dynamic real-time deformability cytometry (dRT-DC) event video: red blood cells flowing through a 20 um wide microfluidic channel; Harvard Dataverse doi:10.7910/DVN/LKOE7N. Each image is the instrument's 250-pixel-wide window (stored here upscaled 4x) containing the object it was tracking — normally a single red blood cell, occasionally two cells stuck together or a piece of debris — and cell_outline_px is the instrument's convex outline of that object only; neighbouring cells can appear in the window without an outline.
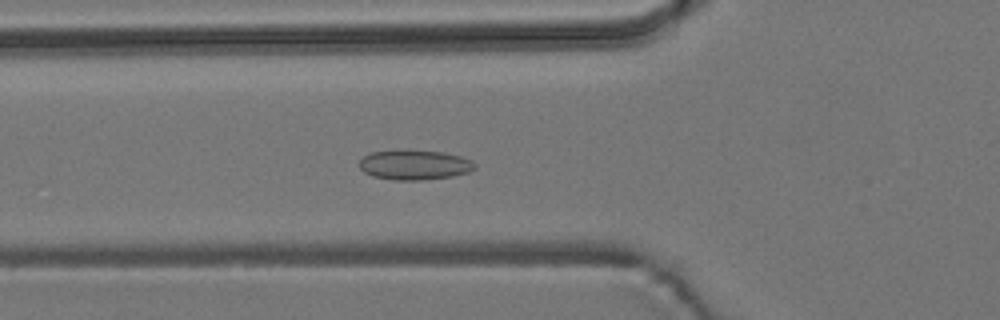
{"species": "common noctule bat (a hibernating species)", "species_latin": "Nyctalus noctula", "temperature_condition": "room temperature", "stored_images_in_passage": 48, "camera_frame_rate_fps": 3000, "um_per_image_px": 0.085, "animal": {"sex": "male", "body_mass_g": 19.2, "forearm_length_mm": 51.8}, "frame": {"image": 1, "passage_image": 19, "time_ms": 6.0, "image_size_px": [1000, 320], "cell_outline_px": [[476, 168], [468, 172], [452, 176], [420, 180], [392, 180], [372, 176], [364, 172], [360, 168], [360, 160], [364, 156], [372, 152], [444, 152], [460, 156], [472, 160], [476, 164]], "centroid_in_image_um": [35.26, 14.05], "position_along_channel_um": 90.5, "area_um2": 19.48}}
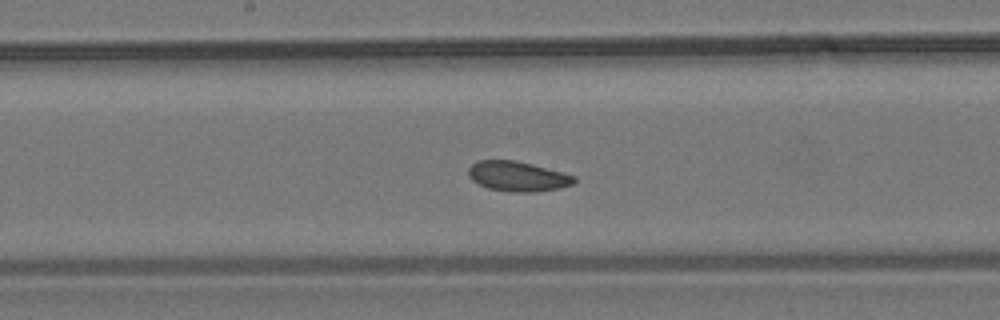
{"frame": {"image": 2, "passage_image": 28, "time_ms": 9.0, "image_size_px": [1000, 320], "cell_outline_px": [[576, 180], [572, 184], [560, 188], [532, 192], [512, 192], [488, 188], [472, 180], [468, 176], [468, 168], [476, 160], [516, 160], [532, 164], [576, 176]], "centroid_in_image_um": [43.98, 14.98], "position_along_channel_um": 204.2, "area_um2": 18.44}}
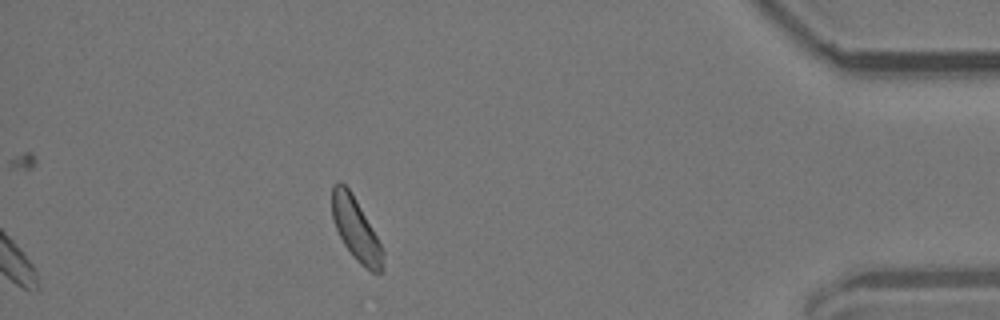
{"frame": {"image": 3, "passage_image": 48, "time_ms": 15.667, "image_size_px": [1000, 320], "cell_outline_px": [[384, 268], [380, 272], [372, 272], [360, 264], [352, 256], [344, 244], [336, 228], [332, 216], [332, 184], [336, 180], [340, 180], [352, 192], [376, 236], [384, 252]], "centroid_in_image_um": [30.24, 19.46], "position_along_channel_um": 405.0, "area_um2": 18.5}, "authors_computed_cell_mechanics": {"area_um2": 18.8428, "velocity_mm_per_s": 3.7741, "shape_relaxation_time_tau1_ms": null, "shape_relaxation_time_tau2_ms": 4.3138, "deformation_change_tau1": null, "deformation_change_tau2": 0.0899}}